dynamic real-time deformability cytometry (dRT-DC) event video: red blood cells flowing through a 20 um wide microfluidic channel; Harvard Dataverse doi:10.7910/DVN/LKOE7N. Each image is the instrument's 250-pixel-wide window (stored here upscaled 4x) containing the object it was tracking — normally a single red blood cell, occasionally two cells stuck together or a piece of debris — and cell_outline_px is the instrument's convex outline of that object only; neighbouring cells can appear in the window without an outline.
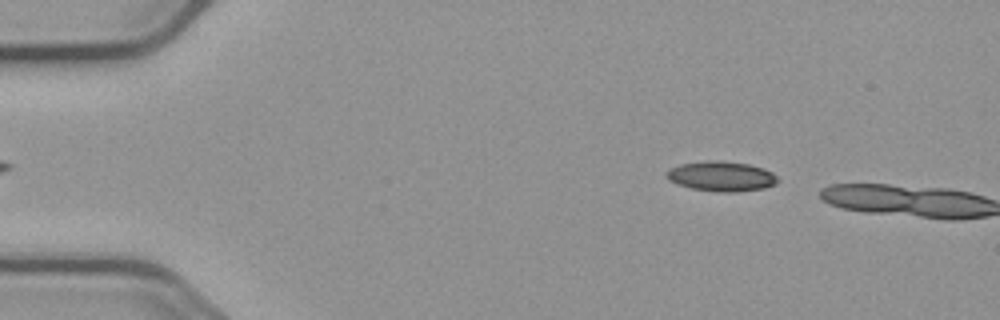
{"species": "common noctule bat (a hibernating species)", "species_latin": "Nyctalus noctula", "temperature_condition": "cold", "stored_images_in_passage": 4, "camera_frame_rate_fps": 3000, "um_per_image_px": 0.085, "animal": {"sex": "male", "body_mass_g": 23.1, "forearm_length_mm": 52.7}, "frame": {"image": 1, "passage_image": 3, "time_ms": 2.333, "image_size_px": [1000, 320], "cell_outline_px": [[780, 180], [776, 184], [764, 188], [736, 192], [716, 192], [692, 188], [676, 184], [668, 180], [664, 176], [664, 172], [680, 164], [708, 160], [716, 160], [748, 164], [764, 168], [772, 172]], "centroid_in_image_um": [61.3, 14.99], "position_along_channel_um": 23.7, "area_um2": 19.59}}